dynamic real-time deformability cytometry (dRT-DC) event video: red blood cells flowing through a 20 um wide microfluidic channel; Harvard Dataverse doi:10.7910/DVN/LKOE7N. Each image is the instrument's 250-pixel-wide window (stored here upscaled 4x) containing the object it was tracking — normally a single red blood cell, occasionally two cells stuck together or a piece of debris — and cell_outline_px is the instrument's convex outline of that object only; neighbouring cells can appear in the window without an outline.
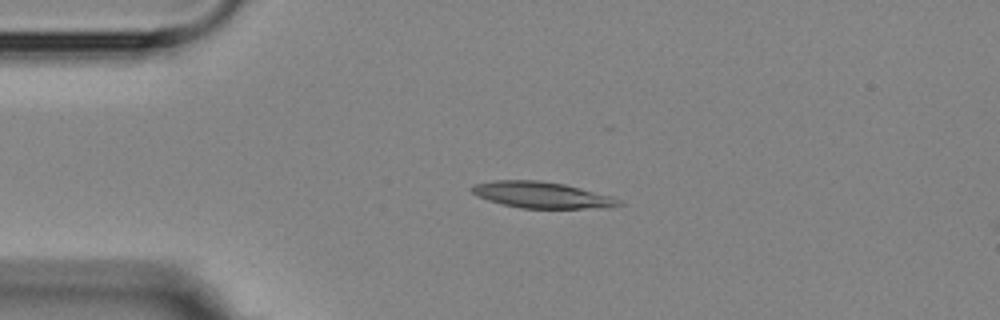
{"species": "Egyptian fruit bat (a non-hibernating species)", "species_latin": "Rousettus aegyptiacus", "temperature_condition": "room temperature", "stored_images_in_passage": 5, "camera_frame_rate_fps": 3000, "um_per_image_px": 0.085, "animal": {"sex": "female"}, "frame": {"image": 1, "passage_image": 3, "time_ms": 2.0, "image_size_px": [1000, 320], "cell_outline_px": [[624, 204], [612, 208], [520, 208], [488, 200], [476, 196], [472, 192], [472, 184], [492, 180], [540, 180], [564, 184], [612, 196], [620, 200]], "centroid_in_image_um": [46.07, 16.57], "position_along_channel_um": 38.9, "area_um2": 22.6}}
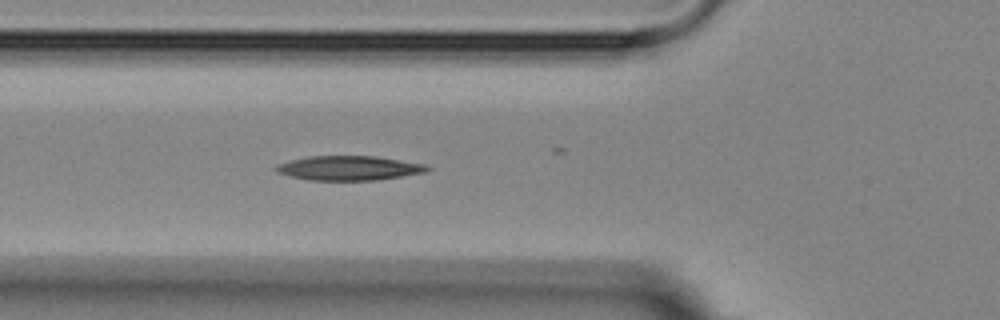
{"frame": {"image": 2, "passage_image": 5, "time_ms": 4.333, "image_size_px": [1000, 320], "cell_outline_px": [[432, 168], [424, 172], [376, 180], [308, 180], [276, 172], [272, 168], [276, 164], [288, 160], [308, 156], [376, 156], [424, 164]], "centroid_in_image_um": [29.59, 14.28], "position_along_channel_um": 96.2, "area_um2": 21.5}}